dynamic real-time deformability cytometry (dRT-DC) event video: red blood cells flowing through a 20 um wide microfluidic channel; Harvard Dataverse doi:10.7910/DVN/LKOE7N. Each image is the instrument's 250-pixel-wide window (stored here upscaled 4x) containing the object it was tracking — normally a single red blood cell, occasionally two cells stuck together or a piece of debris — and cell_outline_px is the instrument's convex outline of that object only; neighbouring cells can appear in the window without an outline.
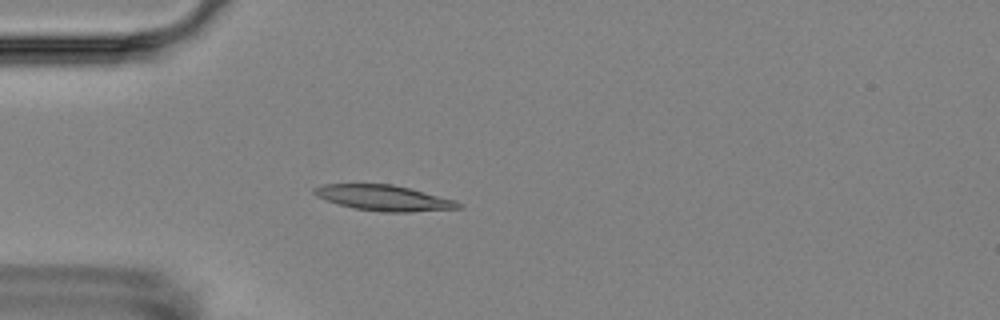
{"species": "Egyptian fruit bat (a non-hibernating species)", "species_latin": "Rousettus aegyptiacus", "temperature_condition": "room temperature", "stored_images_in_passage": 2, "camera_frame_rate_fps": 3000, "um_per_image_px": 0.085, "animal": {"sex": "female"}, "frame": {"image": 1, "passage_image": 2, "time_ms": 1.333, "image_size_px": [1000, 320], "cell_outline_px": [[464, 208], [408, 212], [384, 212], [352, 208], [316, 196], [312, 192], [312, 188], [324, 184], [392, 184], [456, 200], [464, 204]], "centroid_in_image_um": [32.66, 16.83], "position_along_channel_um": 52.3, "area_um2": 21.44}}